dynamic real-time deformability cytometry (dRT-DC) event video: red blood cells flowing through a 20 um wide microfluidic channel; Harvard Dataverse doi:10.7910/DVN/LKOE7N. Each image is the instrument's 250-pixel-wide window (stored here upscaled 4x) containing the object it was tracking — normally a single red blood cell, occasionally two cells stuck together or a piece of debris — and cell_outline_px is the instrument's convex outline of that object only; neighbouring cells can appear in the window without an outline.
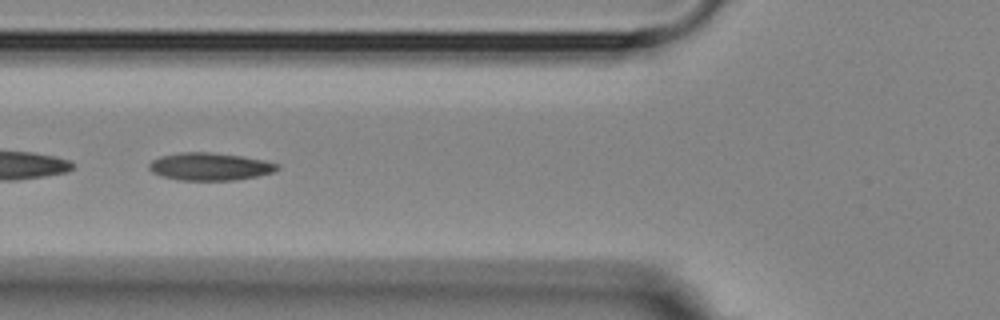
{"species": "Egyptian fruit bat (a non-hibernating species)", "species_latin": "Rousettus aegyptiacus", "temperature_condition": "room temperature", "stored_images_in_passage": 31, "camera_frame_rate_fps": 3000, "um_per_image_px": 0.085, "animal": {"sex": "female"}, "frame": {"image": 1, "passage_image": 10, "time_ms": 3.0, "image_size_px": [1000, 320], "cell_outline_px": [[280, 168], [272, 172], [256, 176], [236, 180], [176, 180], [160, 176], [152, 172], [148, 168], [148, 164], [152, 160], [160, 156], [184, 152], [212, 152], [244, 156], [264, 160], [280, 164]], "centroid_in_image_um": [17.83, 14.15], "position_along_channel_um": 108.0, "area_um2": 20.81}}
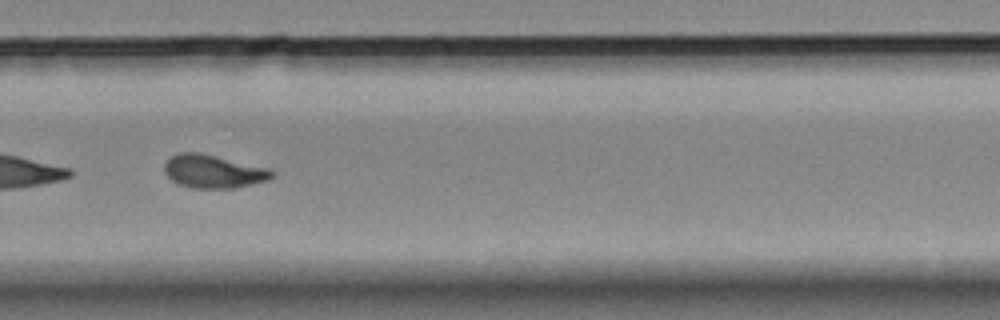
{"frame": {"image": 2, "passage_image": 27, "time_ms": 8.667, "image_size_px": [1000, 320], "cell_outline_px": [[272, 176], [268, 180], [232, 188], [192, 188], [180, 184], [172, 180], [164, 172], [164, 164], [172, 156], [180, 152], [200, 152], [268, 168], [272, 172]], "centroid_in_image_um": [18.09, 14.56], "position_along_channel_um": 311.7, "area_um2": 20.52}}